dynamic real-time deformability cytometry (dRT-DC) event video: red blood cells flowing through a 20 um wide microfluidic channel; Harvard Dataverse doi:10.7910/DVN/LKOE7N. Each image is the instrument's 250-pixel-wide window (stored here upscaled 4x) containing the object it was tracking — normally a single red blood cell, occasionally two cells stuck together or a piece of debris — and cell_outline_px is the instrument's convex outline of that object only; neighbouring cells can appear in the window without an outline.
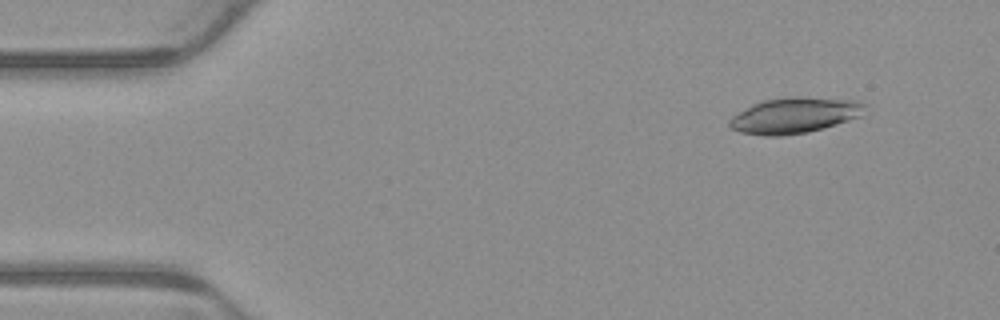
{"species": "common noctule bat (a hibernating species)", "species_latin": "Nyctalus noctula", "temperature_condition": "warm", "stored_images_in_passage": 5, "camera_frame_rate_fps": 3000, "um_per_image_px": 0.085, "animal": {"sex": "male", "body_mass_g": 23.1, "forearm_length_mm": 52.7}, "frame": {"image": 1, "passage_image": 2, "time_ms": 0.333, "image_size_px": [1000, 320], "cell_outline_px": [[868, 104], [864, 116], [808, 132], [784, 136], [764, 136], [740, 132], [732, 128], [728, 124], [728, 120], [732, 116], [752, 104], [764, 100], [792, 96], [800, 96], [856, 100]], "centroid_in_image_um": [67.58, 9.8], "position_along_channel_um": 17.4, "area_um2": 28.61}}
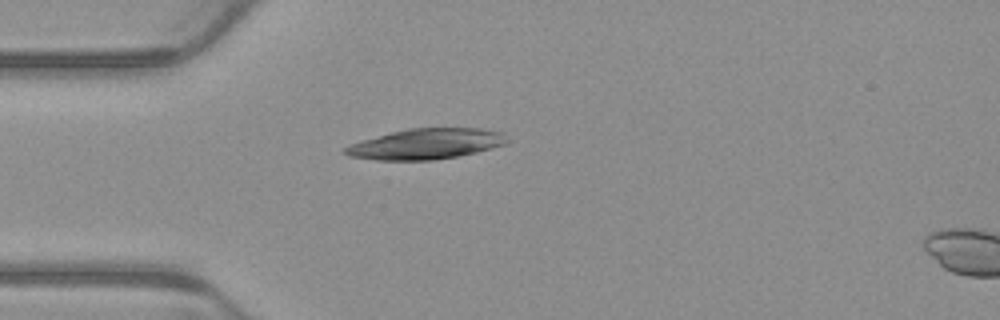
{"frame": {"image": 2, "passage_image": 4, "time_ms": 1.0, "image_size_px": [1000, 320], "cell_outline_px": [[508, 144], [460, 156], [432, 160], [376, 160], [348, 156], [344, 152], [344, 148], [360, 140], [408, 128], [480, 128], [504, 132], [508, 140]], "centroid_in_image_um": [36.25, 12.23], "position_along_channel_um": 48.8, "area_um2": 28.96}}